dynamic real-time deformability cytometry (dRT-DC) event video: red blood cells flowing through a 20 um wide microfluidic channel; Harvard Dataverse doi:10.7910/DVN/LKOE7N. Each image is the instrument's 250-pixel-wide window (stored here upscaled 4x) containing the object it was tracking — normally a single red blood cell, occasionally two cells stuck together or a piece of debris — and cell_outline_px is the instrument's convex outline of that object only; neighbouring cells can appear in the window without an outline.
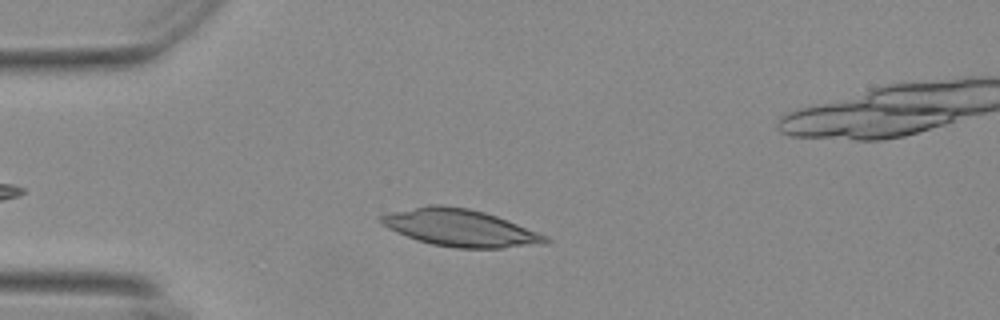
{"species": "Egyptian fruit bat (a non-hibernating species)", "species_latin": "Rousettus aegyptiacus", "temperature_condition": "warm", "stored_images_in_passage": 10, "camera_frame_rate_fps": 3000, "um_per_image_px": 0.085, "animal": {"sex": "female"}, "frame": {"image": 1, "passage_image": 1, "time_ms": 0.0, "image_size_px": [1000, 320], "cell_outline_px": [[552, 240], [548, 244], [504, 248], [456, 248], [432, 244], [416, 240], [396, 232], [388, 228], [380, 220], [380, 216], [388, 212], [428, 204], [444, 204], [468, 208], [484, 212], [496, 216], [548, 236]], "centroid_in_image_um": [39.13, 19.37], "position_along_channel_um": 45.9, "area_um2": 35.78}}
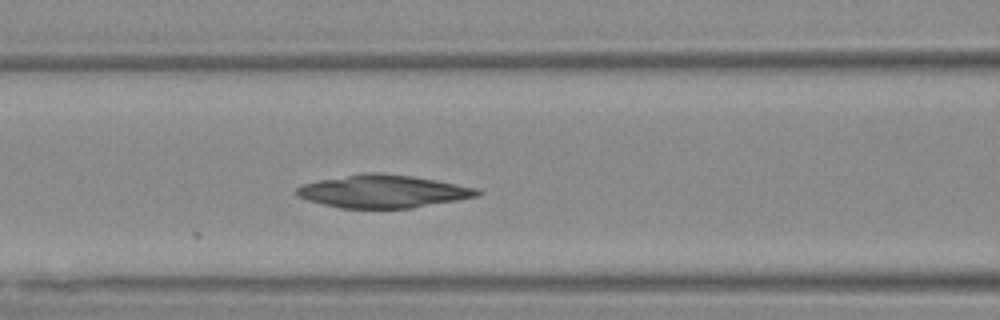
{"frame": {"image": 2, "passage_image": 10, "time_ms": 3.0, "image_size_px": [1000, 320], "cell_outline_px": [[484, 192], [480, 196], [412, 208], [340, 208], [308, 200], [296, 196], [296, 188], [304, 184], [316, 180], [364, 172], [380, 172], [412, 176], [436, 180], [476, 188]], "centroid_in_image_um": [32.56, 16.26], "position_along_channel_um": 134.0, "area_um2": 34.68}}